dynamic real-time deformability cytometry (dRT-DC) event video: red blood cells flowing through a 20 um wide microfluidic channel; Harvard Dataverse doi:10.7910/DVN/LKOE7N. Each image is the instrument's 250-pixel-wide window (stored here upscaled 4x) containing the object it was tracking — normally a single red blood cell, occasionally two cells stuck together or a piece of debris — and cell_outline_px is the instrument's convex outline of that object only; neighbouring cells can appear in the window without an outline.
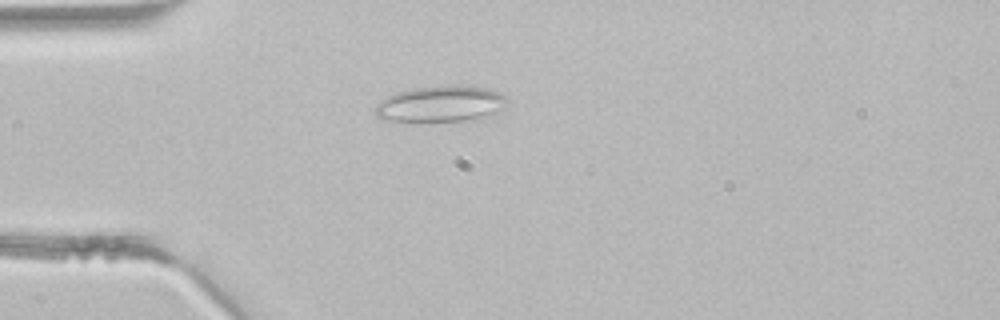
{"species": "common noctule bat (a hibernating species)", "species_latin": "Nyctalus noctula", "temperature_condition": "room temperature", "stored_images_in_passage": 2, "camera_frame_rate_fps": 3000, "um_per_image_px": 0.085, "animal": {"sex": "male", "body_mass_g": 21.5, "forearm_length_mm": 52.0}, "frame": {"image": 1, "passage_image": 2, "time_ms": 0.333, "image_size_px": [1000, 320], "cell_outline_px": [[508, 100], [500, 108], [484, 116], [464, 120], [384, 120], [376, 116], [376, 104], [380, 100], [396, 92], [412, 88], [448, 84], [452, 84], [488, 88], [500, 92], [508, 96]], "centroid_in_image_um": [37.44, 8.78], "position_along_channel_um": 47.6, "area_um2": 27.34}}